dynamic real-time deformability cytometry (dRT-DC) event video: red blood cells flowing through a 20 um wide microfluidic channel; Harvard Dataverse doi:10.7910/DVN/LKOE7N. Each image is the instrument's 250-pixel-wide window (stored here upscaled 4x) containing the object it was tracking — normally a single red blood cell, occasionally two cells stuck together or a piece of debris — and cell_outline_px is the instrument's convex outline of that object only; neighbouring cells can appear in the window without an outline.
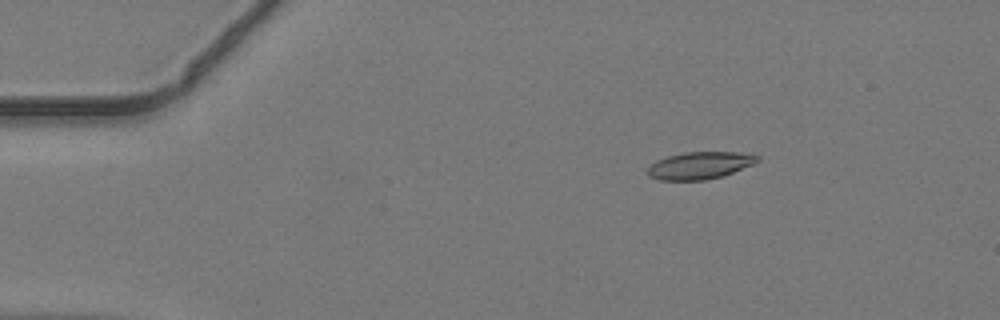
{"species": "common noctule bat (a hibernating species)", "species_latin": "Nyctalus noctula", "temperature_condition": "warm", "stored_images_in_passage": 48, "camera_frame_rate_fps": 3000, "um_per_image_px": 0.085, "animal": {"sex": "male", "body_mass_g": 19.2, "forearm_length_mm": 51.8}, "frame": {"image": 1, "passage_image": 8, "time_ms": 2.333, "image_size_px": [1000, 320], "cell_outline_px": [[760, 160], [752, 164], [732, 172], [720, 176], [704, 180], [660, 180], [648, 176], [648, 168], [656, 160], [668, 156], [684, 152], [736, 152], [760, 156]], "centroid_in_image_um": [59.45, 14.06], "position_along_channel_um": 25.5, "area_um2": 17.17}}
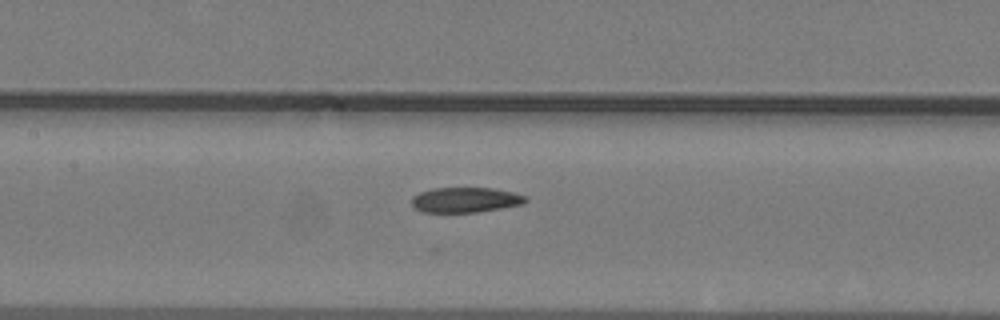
{"frame": {"image": 2, "passage_image": 23, "time_ms": 7.333, "image_size_px": [1000, 320], "cell_outline_px": [[528, 200], [524, 204], [476, 212], [424, 212], [416, 208], [412, 204], [412, 196], [420, 192], [432, 188], [492, 188], [512, 192], [528, 196]], "centroid_in_image_um": [39.58, 16.98], "position_along_channel_um": 167.8, "area_um2": 16.65}}
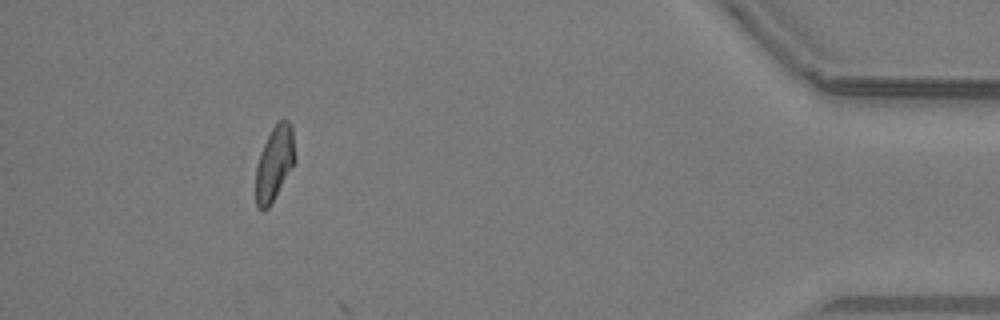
{"frame": {"image": 3, "passage_image": 44, "time_ms": 14.333, "image_size_px": [1000, 320], "cell_outline_px": [[296, 160], [268, 208], [260, 208], [256, 204], [256, 168], [260, 152], [272, 128], [280, 120], [288, 120], [292, 124], [296, 156]], "centroid_in_image_um": [23.35, 13.82], "position_along_channel_um": 411.8, "area_um2": 16.76}}